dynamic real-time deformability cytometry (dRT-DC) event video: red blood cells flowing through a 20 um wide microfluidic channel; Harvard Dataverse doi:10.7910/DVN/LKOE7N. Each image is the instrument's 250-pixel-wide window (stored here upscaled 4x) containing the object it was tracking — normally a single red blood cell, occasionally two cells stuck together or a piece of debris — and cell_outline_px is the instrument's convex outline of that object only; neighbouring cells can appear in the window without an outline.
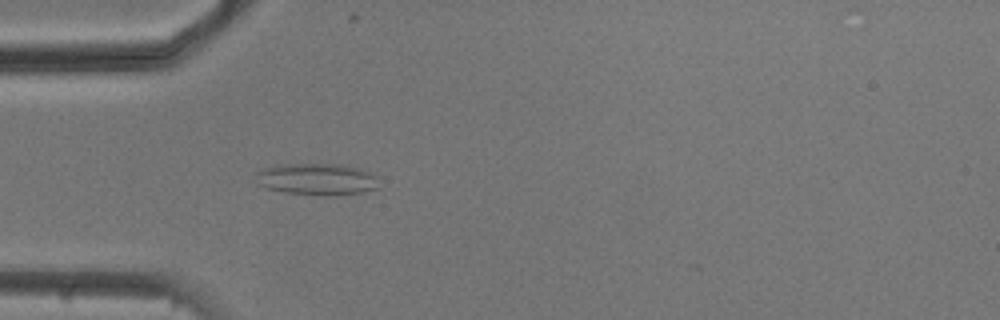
{"species": "common noctule bat (a hibernating species)", "species_latin": "Nyctalus noctula", "temperature_condition": "cold", "stored_images_in_passage": 54, "camera_frame_rate_fps": 3000, "um_per_image_px": 0.085, "animal": {"sex": "male", "body_mass_g": 20.5, "forearm_length_mm": 52.5}, "frame": {"image": 1, "passage_image": 16, "time_ms": 5.0, "image_size_px": [1000, 320], "cell_outline_px": [[380, 188], [364, 192], [324, 196], [284, 192], [264, 188], [256, 184], [256, 172], [272, 164], [348, 164], [380, 176]], "centroid_in_image_um": [26.97, 15.23], "position_along_channel_um": 58.0, "area_um2": 23.52}}
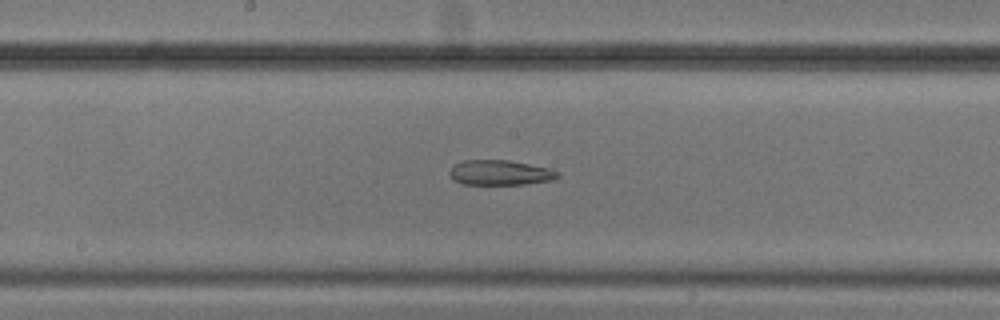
{"frame": {"image": 2, "passage_image": 28, "time_ms": 9.0, "image_size_px": [1000, 320], "cell_outline_px": [[560, 176], [552, 180], [528, 184], [460, 184], [452, 180], [448, 172], [456, 164], [464, 160], [508, 160], [548, 168], [560, 172]], "centroid_in_image_um": [42.5, 14.68], "position_along_channel_um": 205.7, "area_um2": 15.78}}
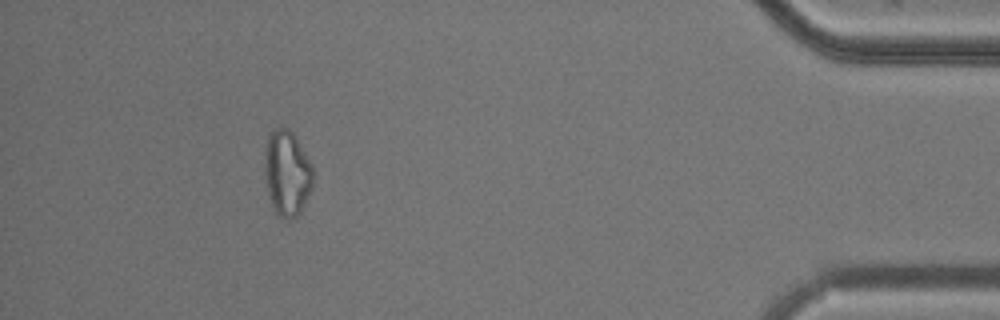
{"frame": {"image": 3, "passage_image": 49, "time_ms": 16.0, "image_size_px": [1000, 320], "cell_outline_px": [[312, 188], [300, 212], [292, 220], [288, 220], [280, 216], [276, 212], [272, 204], [264, 184], [264, 148], [268, 132], [276, 128], [288, 128], [296, 136], [312, 164]], "centroid_in_image_um": [24.36, 14.68], "position_along_channel_um": 410.8, "area_um2": 24.57}, "authors_computed_cell_mechanics": {"area_um2": 22.3397, "velocity_mm_per_s": 3.7511, "shape_relaxation_time_tau1_ms": null, "shape_relaxation_time_tau2_ms": 5.0055, "deformation_change_tau1": null, "deformation_change_tau2": 0.1461}}